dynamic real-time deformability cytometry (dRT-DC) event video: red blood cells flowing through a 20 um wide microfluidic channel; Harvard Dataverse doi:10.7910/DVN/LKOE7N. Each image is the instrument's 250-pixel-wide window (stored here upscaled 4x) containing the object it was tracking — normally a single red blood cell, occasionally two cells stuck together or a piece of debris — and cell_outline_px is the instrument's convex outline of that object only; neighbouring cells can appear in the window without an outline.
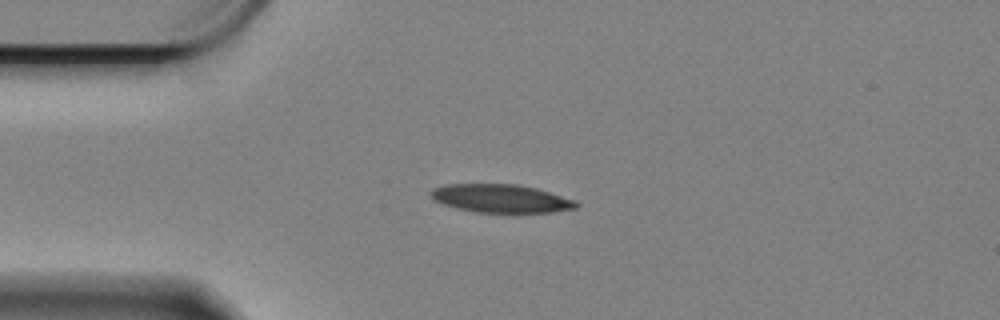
{"species": "Egyptian fruit bat (a non-hibernating species)", "species_latin": "Rousettus aegyptiacus", "temperature_condition": "cold", "stored_images_in_passage": 47, "camera_frame_rate_fps": 3000, "um_per_image_px": 0.085, "animal": {"sex": "female"}, "frame": {"image": 1, "passage_image": 1, "time_ms": 0.0, "image_size_px": [1000, 320], "cell_outline_px": [[580, 204], [576, 208], [552, 212], [516, 216], [476, 212], [456, 208], [432, 200], [432, 188], [444, 184], [516, 184], [536, 188], [576, 200]], "centroid_in_image_um": [42.63, 16.92], "position_along_channel_um": 42.4, "area_um2": 24.97}}
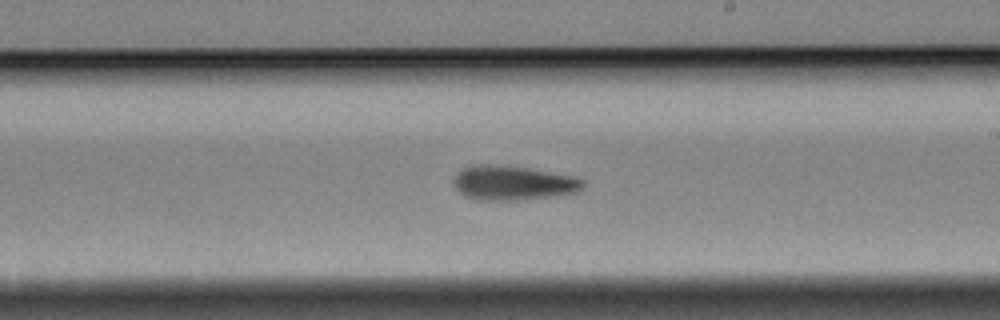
{"frame": {"image": 2, "passage_image": 21, "time_ms": 6.667, "image_size_px": [1000, 320], "cell_outline_px": [[584, 188], [580, 192], [552, 196], [516, 200], [476, 200], [464, 196], [456, 188], [452, 180], [460, 168], [472, 164], [492, 164], [528, 168], [572, 176], [584, 180]], "centroid_in_image_um": [43.57, 15.54], "position_along_channel_um": 245.4, "area_um2": 26.18}}
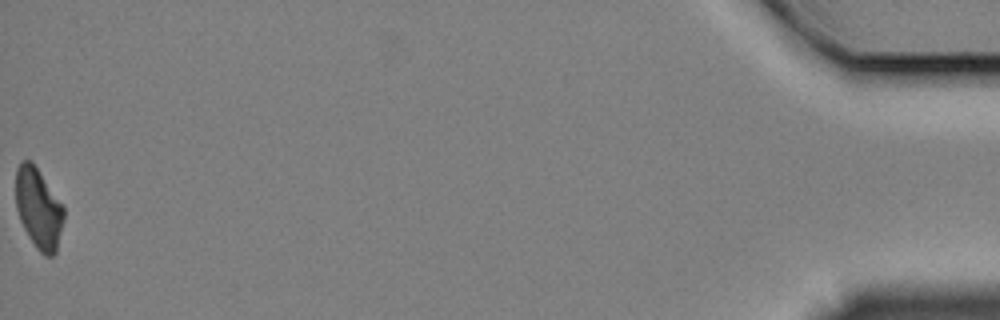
{"frame": {"image": 3, "passage_image": 47, "time_ms": 15.333, "image_size_px": [1000, 320], "cell_outline_px": [[64, 220], [56, 252], [52, 256], [44, 256], [36, 248], [28, 236], [20, 220], [16, 208], [16, 168], [20, 160], [32, 160], [64, 208]], "centroid_in_image_um": [3.26, 17.71], "position_along_channel_um": 431.9, "area_um2": 22.54}, "authors_computed_cell_mechanics": {"area_um2": 24.854, "velocity_mm_per_s": 3.3171, "shape_relaxation_time_tau1_ms": 4.8993, "shape_relaxation_time_tau2_ms": null, "deformation_change_tau1": 0.1259, "deformation_change_tau2": null}}